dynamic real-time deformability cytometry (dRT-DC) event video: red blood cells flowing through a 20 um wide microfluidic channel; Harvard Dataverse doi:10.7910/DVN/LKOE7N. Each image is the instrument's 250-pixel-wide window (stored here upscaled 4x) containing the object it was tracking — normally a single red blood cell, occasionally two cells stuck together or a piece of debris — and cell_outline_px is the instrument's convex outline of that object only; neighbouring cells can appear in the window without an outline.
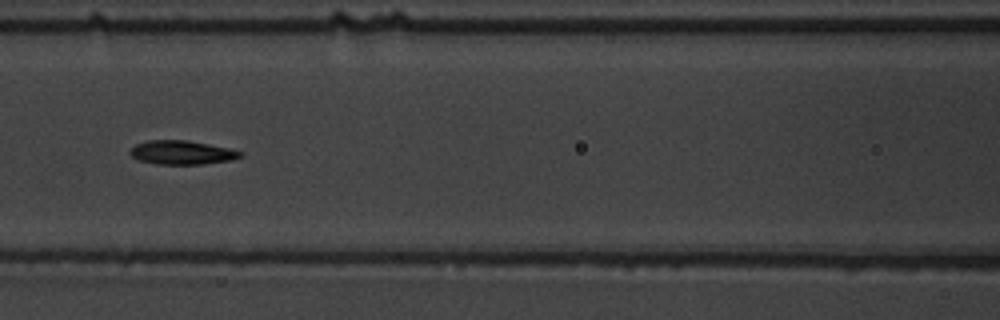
{"species": "common noctule bat (a hibernating species)", "species_latin": "Nyctalus noctula", "temperature_condition": "warm", "stored_images_in_passage": 9, "camera_frame_rate_fps": 3000, "um_per_image_px": 0.085, "animal": {"sex": "male", "body_mass_g": 19.5, "forearm_length_mm": 54.6}, "frame": {"image": 1, "passage_image": 6, "time_ms": 6.667, "image_size_px": [1000, 320], "cell_outline_px": [[244, 156], [228, 160], [200, 164], [156, 164], [140, 160], [132, 156], [128, 152], [136, 144], [148, 140], [188, 140], [228, 148], [244, 152]], "centroid_in_image_um": [15.45, 12.95], "position_along_channel_um": 151.1, "area_um2": 15.2}}
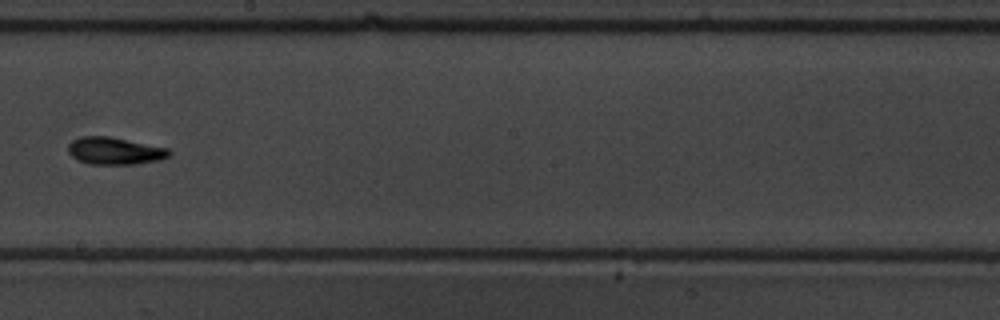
{"frame": {"image": 2, "passage_image": 8, "time_ms": 9.0, "image_size_px": [1000, 320], "cell_outline_px": [[172, 152], [168, 156], [160, 160], [132, 164], [88, 164], [76, 160], [68, 152], [68, 144], [72, 140], [80, 136], [108, 136], [168, 148]], "centroid_in_image_um": [9.71, 12.82], "position_along_channel_um": 238.5, "area_um2": 16.07}}
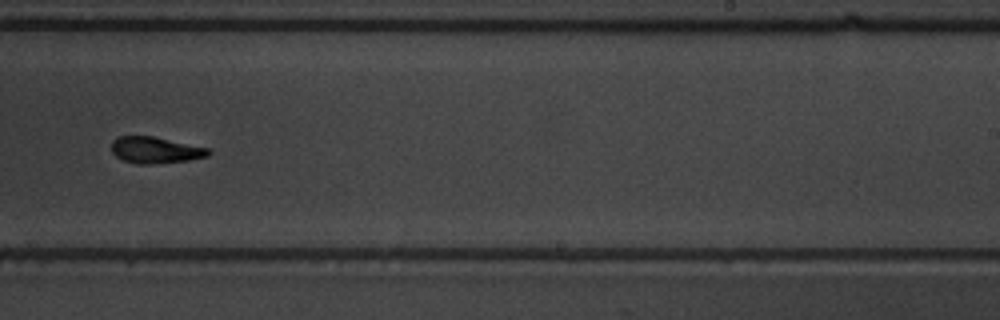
{"frame": {"image": 3, "passage_image": 9, "time_ms": 10.0, "image_size_px": [1000, 320], "cell_outline_px": [[212, 152], [208, 156], [188, 160], [152, 164], [136, 164], [124, 160], [116, 156], [112, 152], [112, 140], [120, 136], [152, 136], [208, 148]], "centroid_in_image_um": [13.2, 12.76], "position_along_channel_um": 275.8, "area_um2": 14.8}}